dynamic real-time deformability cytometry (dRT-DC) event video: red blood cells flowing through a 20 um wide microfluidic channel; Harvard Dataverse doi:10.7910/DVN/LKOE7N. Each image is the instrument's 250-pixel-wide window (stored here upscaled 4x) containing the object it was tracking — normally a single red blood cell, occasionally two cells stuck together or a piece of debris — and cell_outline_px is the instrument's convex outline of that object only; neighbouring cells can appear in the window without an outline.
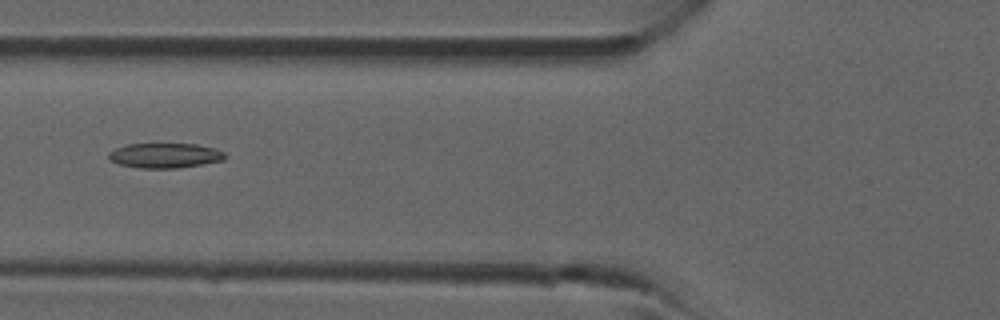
{"species": "common noctule bat (a hibernating species)", "species_latin": "Nyctalus noctula", "temperature_condition": "room temperature", "stored_images_in_passage": 32, "camera_frame_rate_fps": 3000, "um_per_image_px": 0.085, "animal": {"sex": "male", "forearm_length_mm": 52.5}, "frame": {"image": 1, "passage_image": 6, "time_ms": 1.667, "image_size_px": [1000, 320], "cell_outline_px": [[224, 160], [176, 168], [140, 168], [120, 164], [112, 160], [108, 156], [108, 152], [116, 148], [128, 144], [196, 144], [212, 148], [224, 152]], "centroid_in_image_um": [13.99, 13.21], "position_along_channel_um": 111.8, "area_um2": 16.53}}
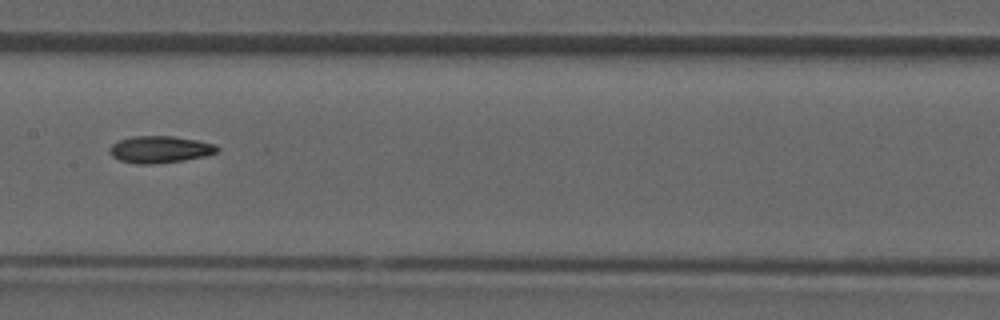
{"frame": {"image": 2, "passage_image": 11, "time_ms": 3.333, "image_size_px": [1000, 320], "cell_outline_px": [[220, 148], [216, 152], [204, 156], [184, 160], [152, 164], [136, 164], [120, 160], [112, 156], [108, 152], [108, 148], [112, 144], [120, 140], [132, 136], [172, 136], [196, 140], [216, 144]], "centroid_in_image_um": [13.57, 12.7], "position_along_channel_um": 193.8, "area_um2": 16.88}}
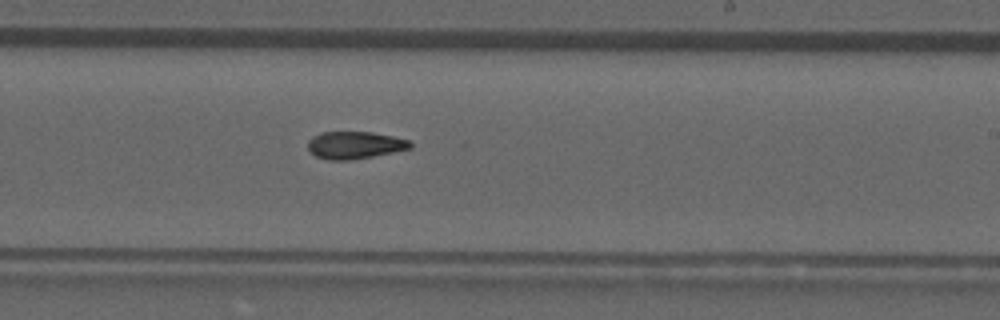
{"frame": {"image": 3, "passage_image": 15, "time_ms": 4.667, "image_size_px": [1000, 320], "cell_outline_px": [[412, 148], [372, 156], [348, 160], [328, 160], [316, 156], [308, 152], [308, 140], [312, 136], [320, 132], [372, 132], [392, 136], [408, 140], [412, 144]], "centroid_in_image_um": [30.1, 12.33], "position_along_channel_um": 258.9, "area_um2": 16.3}}